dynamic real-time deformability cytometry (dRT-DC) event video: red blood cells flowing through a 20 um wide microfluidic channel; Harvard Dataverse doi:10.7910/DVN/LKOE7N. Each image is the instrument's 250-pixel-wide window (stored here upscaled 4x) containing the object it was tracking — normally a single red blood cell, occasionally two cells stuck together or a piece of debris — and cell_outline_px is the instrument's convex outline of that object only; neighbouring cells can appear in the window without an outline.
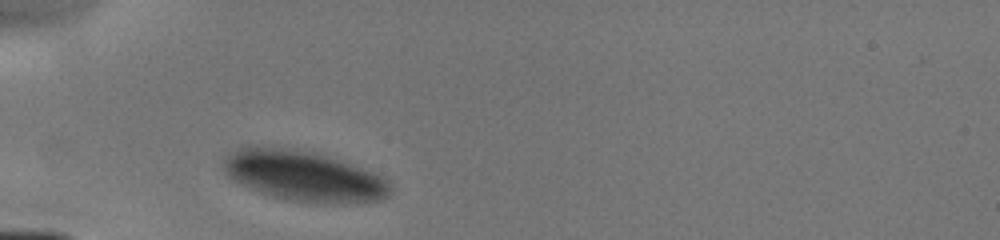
{"species": "human", "species_latin": "Homo sapiens", "temperature_condition": "cold", "stored_images_in_passage": 7, "camera_frame_rate_fps": 3000, "um_per_image_px": 0.085, "donor": {"sex": "male"}, "frame": {"image": 1, "passage_image": 1, "time_ms": 0.0, "image_size_px": [1000, 240], "cell_outline_px": [[392, 192], [388, 196], [380, 200], [336, 204], [312, 204], [272, 196], [248, 188], [240, 184], [228, 176], [224, 172], [224, 156], [248, 144], [292, 148], [312, 152], [328, 156], [376, 172], [384, 176], [388, 180], [392, 188]], "centroid_in_image_um": [25.84, 14.95], "position_along_channel_um": 59.2, "area_um2": 49.82}}
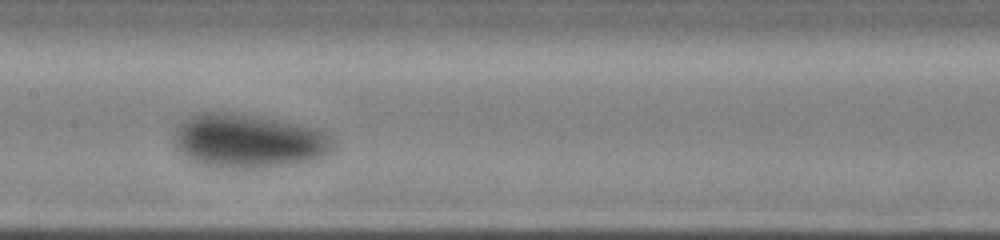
{"frame": {"image": 2, "passage_image": 5, "time_ms": 3.333, "image_size_px": [1000, 240], "cell_outline_px": [[332, 152], [320, 160], [264, 168], [212, 168], [196, 164], [184, 156], [176, 148], [176, 128], [180, 120], [196, 112], [232, 112], [300, 124], [320, 128], [332, 140]], "centroid_in_image_um": [21.11, 12.0], "position_along_channel_um": 186.3, "area_um2": 50.92}}
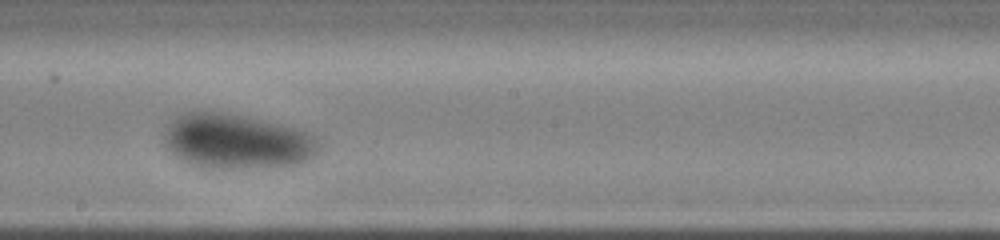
{"frame": {"image": 3, "passage_image": 6, "time_ms": 4.333, "image_size_px": [1000, 240], "cell_outline_px": [[320, 152], [316, 156], [308, 160], [292, 164], [268, 168], [204, 168], [192, 164], [176, 156], [164, 144], [164, 132], [168, 124], [176, 116], [188, 112], [220, 112], [260, 120], [296, 128], [308, 132], [320, 144]], "centroid_in_image_um": [20.13, 12.04], "position_along_channel_um": 228.1, "area_um2": 49.25}}